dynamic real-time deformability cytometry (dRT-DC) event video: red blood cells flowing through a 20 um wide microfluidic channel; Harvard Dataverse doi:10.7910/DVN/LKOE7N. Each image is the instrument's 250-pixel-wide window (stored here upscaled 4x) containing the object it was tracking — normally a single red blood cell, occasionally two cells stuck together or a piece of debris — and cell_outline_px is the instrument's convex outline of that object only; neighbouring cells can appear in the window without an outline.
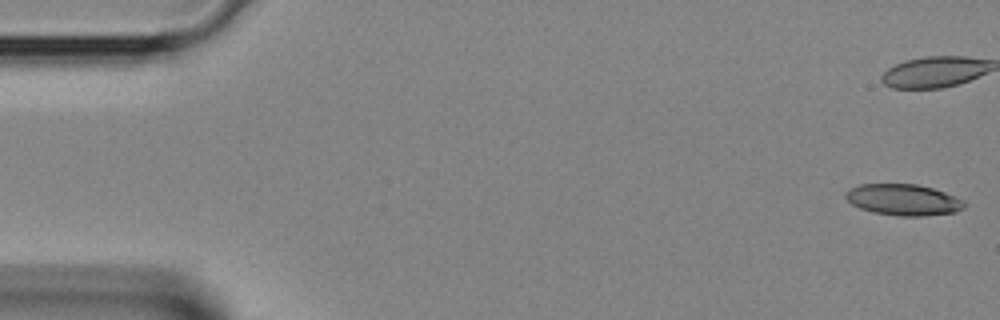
{"species": "Egyptian fruit bat (a non-hibernating species)", "species_latin": "Rousettus aegyptiacus", "temperature_condition": "room temperature", "stored_images_in_passage": 5, "camera_frame_rate_fps": 3000, "um_per_image_px": 0.085, "animal": {"sex": "female"}, "frame": {"image": 1, "passage_image": 1, "time_ms": 0.0, "image_size_px": [1000, 320], "cell_outline_px": [[968, 204], [964, 208], [956, 212], [924, 216], [900, 216], [872, 212], [860, 208], [852, 204], [844, 196], [844, 192], [848, 188], [860, 184], [916, 184], [932, 188], [956, 196], [964, 200]], "centroid_in_image_um": [76.79, 16.98], "position_along_channel_um": 8.2, "area_um2": 21.85}}